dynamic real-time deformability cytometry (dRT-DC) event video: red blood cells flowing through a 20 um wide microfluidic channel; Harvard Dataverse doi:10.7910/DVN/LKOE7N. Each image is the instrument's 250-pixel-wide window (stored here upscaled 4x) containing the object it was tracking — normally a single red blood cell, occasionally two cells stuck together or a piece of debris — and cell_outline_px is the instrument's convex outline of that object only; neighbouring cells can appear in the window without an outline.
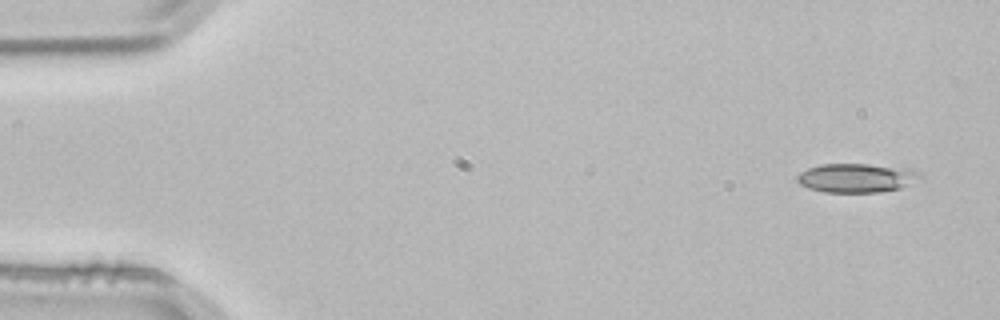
{"species": "common noctule bat (a hibernating species)", "species_latin": "Nyctalus noctula", "temperature_condition": "room temperature", "stored_images_in_passage": 3, "camera_frame_rate_fps": 3000, "um_per_image_px": 0.085, "animal": {"sex": "male", "body_mass_g": 21.5, "forearm_length_mm": 52.0}, "frame": {"image": 1, "passage_image": 1, "time_ms": 0.0, "image_size_px": [1000, 320], "cell_outline_px": [[920, 176], [900, 188], [876, 192], [824, 192], [808, 188], [800, 184], [796, 180], [796, 176], [800, 172], [808, 168], [820, 164], [868, 164], [908, 168], [916, 172]], "centroid_in_image_um": [72.69, 15.12], "position_along_channel_um": 12.3, "area_um2": 20.4}}
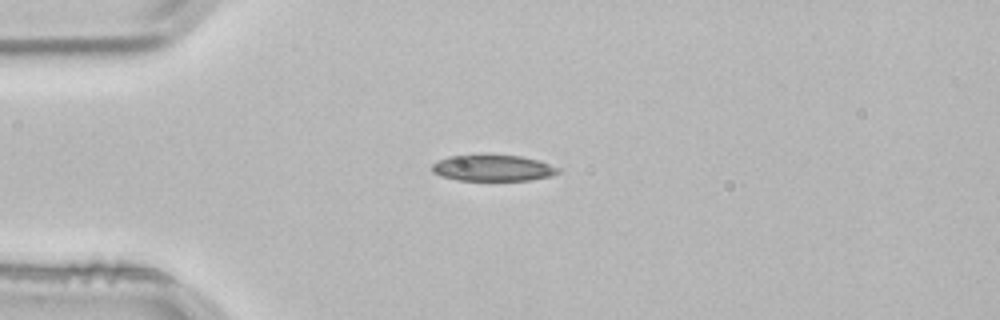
{"frame": {"image": 2, "passage_image": 3, "time_ms": 0.667, "image_size_px": [1000, 320], "cell_outline_px": [[564, 168], [560, 172], [548, 176], [528, 180], [456, 180], [440, 176], [432, 172], [432, 164], [436, 160], [448, 156], [484, 152], [520, 156], [540, 160]], "centroid_in_image_um": [41.88, 14.23], "position_along_channel_um": 43.1, "area_um2": 20.23}}